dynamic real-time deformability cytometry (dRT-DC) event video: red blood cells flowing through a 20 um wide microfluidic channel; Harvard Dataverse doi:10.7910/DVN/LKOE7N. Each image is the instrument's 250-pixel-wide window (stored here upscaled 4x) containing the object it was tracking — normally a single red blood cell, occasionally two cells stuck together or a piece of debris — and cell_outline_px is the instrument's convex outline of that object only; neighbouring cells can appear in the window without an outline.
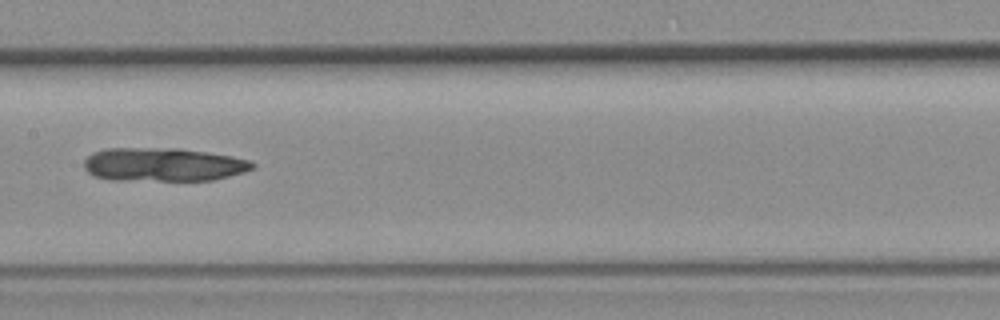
{"species": "common noctule bat (a hibernating species)", "species_latin": "Nyctalus noctula", "temperature_condition": "room temperature", "stored_images_in_passage": 8, "camera_frame_rate_fps": 3000, "um_per_image_px": 0.085, "animal": {"sex": "female", "body_mass_g": 19.3, "forearm_length_mm": 54.1}, "frame": {"image": 1, "passage_image": 5, "time_ms": 4.667, "image_size_px": [1000, 320], "cell_outline_px": [[256, 164], [252, 168], [244, 172], [212, 180], [112, 180], [96, 176], [88, 172], [84, 168], [84, 160], [92, 152], [108, 148], [180, 148], [232, 156], [248, 160]], "centroid_in_image_um": [13.85, 13.98], "position_along_channel_um": 193.5, "area_um2": 32.83}}
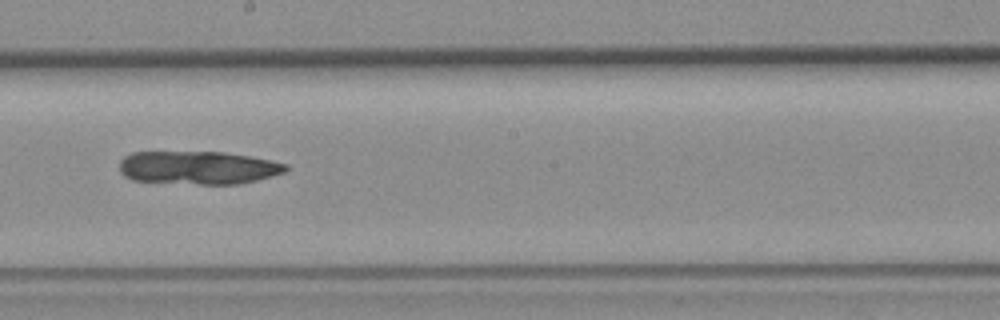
{"frame": {"image": 2, "passage_image": 6, "time_ms": 5.667, "image_size_px": [1000, 320], "cell_outline_px": [[288, 168], [284, 172], [256, 180], [240, 184], [200, 184], [132, 180], [124, 176], [120, 172], [120, 160], [124, 156], [132, 152], [224, 152], [248, 156], [288, 164]], "centroid_in_image_um": [16.81, 14.25], "position_along_channel_um": 231.4, "area_um2": 32.02}}